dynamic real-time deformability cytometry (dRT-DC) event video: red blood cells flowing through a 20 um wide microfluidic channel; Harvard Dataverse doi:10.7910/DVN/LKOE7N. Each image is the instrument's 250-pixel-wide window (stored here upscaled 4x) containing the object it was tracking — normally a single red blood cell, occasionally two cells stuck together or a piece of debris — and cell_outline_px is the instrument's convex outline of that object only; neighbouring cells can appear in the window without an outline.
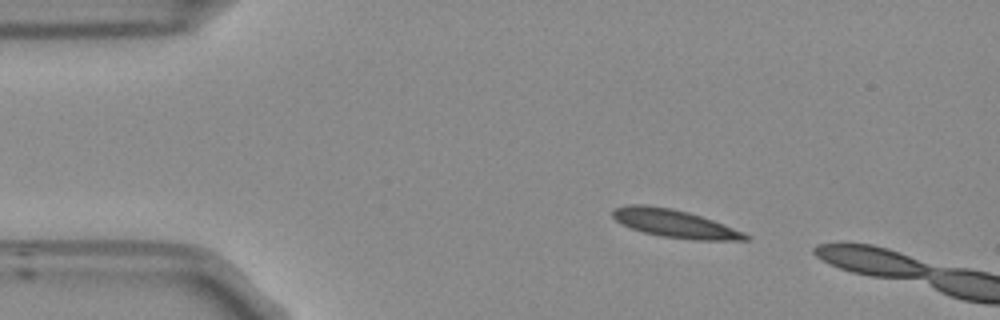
{"species": "Egyptian fruit bat (a non-hibernating species)", "species_latin": "Rousettus aegyptiacus", "temperature_condition": "room temperature", "stored_images_in_passage": 4, "camera_frame_rate_fps": 3000, "um_per_image_px": 0.085, "frame": {"image": 1, "passage_image": 1, "time_ms": 0.0, "image_size_px": [1000, 320], "cell_outline_px": [[752, 240], [692, 240], [660, 236], [644, 232], [632, 228], [616, 220], [612, 216], [612, 212], [616, 208], [628, 204], [644, 204], [672, 208], [688, 212], [712, 220], [744, 232], [752, 236]], "centroid_in_image_um": [57.39, 19.01], "position_along_channel_um": 27.6, "area_um2": 21.56}}